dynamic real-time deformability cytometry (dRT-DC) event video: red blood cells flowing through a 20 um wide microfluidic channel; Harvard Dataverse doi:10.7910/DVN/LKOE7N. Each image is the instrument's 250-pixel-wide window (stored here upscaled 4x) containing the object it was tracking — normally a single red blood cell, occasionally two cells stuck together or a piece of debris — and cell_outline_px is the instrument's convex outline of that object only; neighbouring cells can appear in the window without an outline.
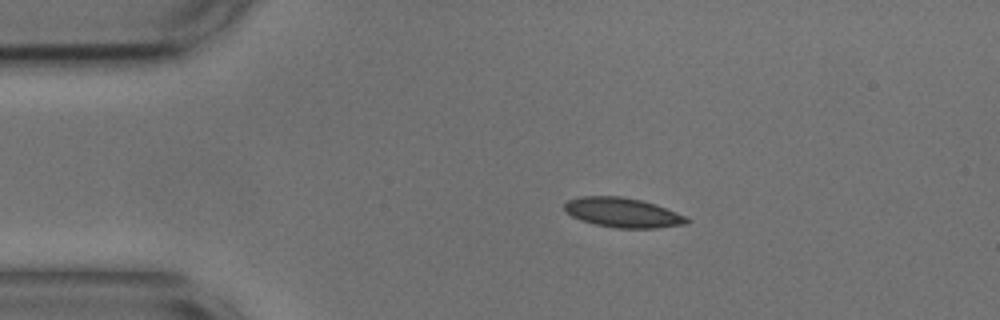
{"species": "common noctule bat (a hibernating species)", "species_latin": "Nyctalus noctula", "temperature_condition": "cold", "stored_images_in_passage": 3, "camera_frame_rate_fps": 3000, "um_per_image_px": 0.085, "animal": {"sex": "male", "body_mass_g": 17.9, "forearm_length_mm": 54.2}, "frame": {"image": 1, "passage_image": 1, "time_ms": 0.0, "image_size_px": [1000, 320], "cell_outline_px": [[692, 220], [688, 224], [656, 228], [616, 228], [596, 224], [580, 220], [572, 216], [564, 208], [564, 204], [568, 200], [580, 196], [620, 196], [640, 200], [656, 204], [676, 212]], "centroid_in_image_um": [52.95, 18.07], "position_along_channel_um": 32.0, "area_um2": 21.1}}
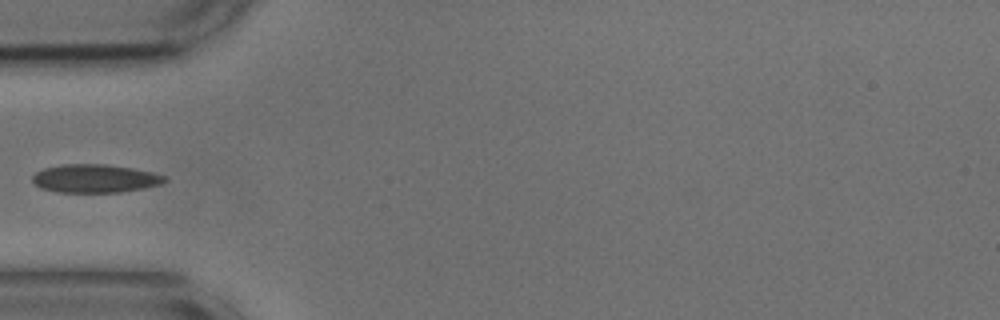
{"frame": {"image": 2, "passage_image": 3, "time_ms": 0.667, "image_size_px": [1000, 320], "cell_outline_px": [[168, 180], [160, 184], [144, 188], [120, 192], [56, 192], [40, 188], [32, 180], [32, 176], [36, 172], [44, 168], [60, 164], [104, 164], [132, 168], [152, 172], [164, 176]], "centroid_in_image_um": [8.05, 15.17], "position_along_channel_um": 77.0, "area_um2": 21.79}}